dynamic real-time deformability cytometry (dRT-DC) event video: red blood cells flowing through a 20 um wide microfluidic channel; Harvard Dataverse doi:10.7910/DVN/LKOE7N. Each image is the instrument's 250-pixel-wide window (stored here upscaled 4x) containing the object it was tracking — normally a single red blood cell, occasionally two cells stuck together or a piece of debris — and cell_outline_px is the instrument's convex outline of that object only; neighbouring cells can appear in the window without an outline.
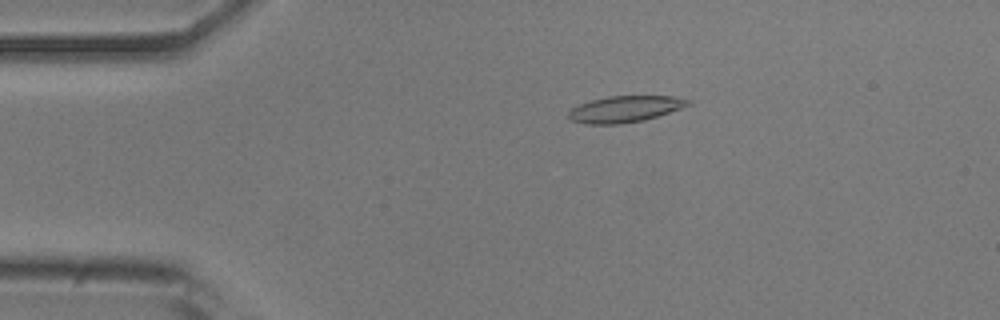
{"species": "common noctule bat (a hibernating species)", "species_latin": "Nyctalus noctula", "temperature_condition": "room temperature", "stored_images_in_passage": 52, "camera_frame_rate_fps": 3000, "um_per_image_px": 0.085, "animal": {"sex": "male", "body_mass_g": 20.5, "forearm_length_mm": 52.5}, "frame": {"image": 1, "passage_image": 10, "time_ms": 3.0, "image_size_px": [1000, 320], "cell_outline_px": [[692, 104], [644, 120], [620, 124], [584, 124], [572, 120], [568, 116], [568, 112], [572, 108], [580, 104], [592, 100], [608, 96], [672, 96], [692, 100]], "centroid_in_image_um": [53.12, 9.27], "position_along_channel_um": 31.9, "area_um2": 18.21}}
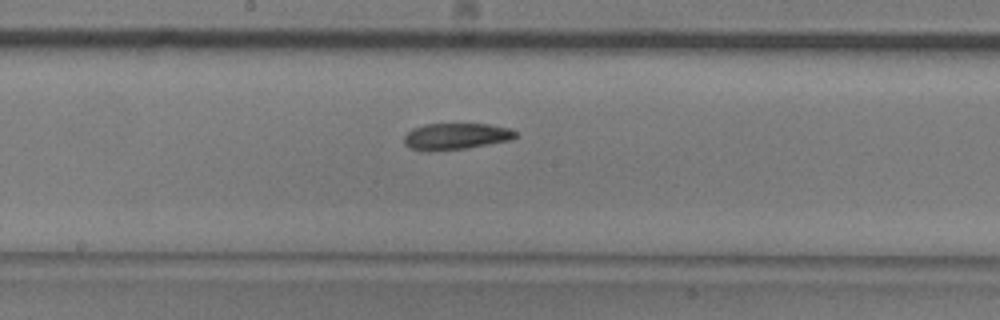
{"frame": {"image": 2, "passage_image": 27, "time_ms": 8.667, "image_size_px": [1000, 320], "cell_outline_px": [[516, 136], [512, 140], [464, 148], [428, 152], [408, 148], [404, 144], [404, 136], [412, 128], [424, 124], [488, 124], [508, 128], [516, 132]], "centroid_in_image_um": [38.69, 11.59], "position_along_channel_um": 209.5, "area_um2": 17.22}}
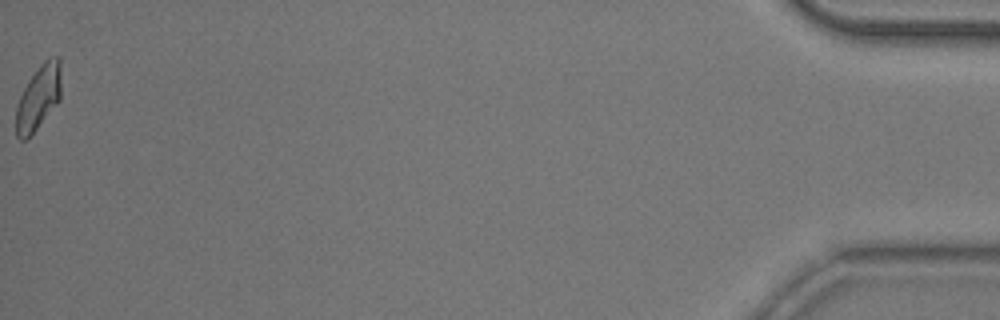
{"frame": {"image": 3, "passage_image": 52, "time_ms": 17.0, "image_size_px": [1000, 320], "cell_outline_px": [[60, 100], [36, 128], [24, 140], [20, 140], [16, 136], [16, 108], [20, 96], [28, 80], [44, 60], [48, 56], [60, 56]], "centroid_in_image_um": [3.27, 8.24], "position_along_channel_um": 431.9, "area_um2": 16.76}, "authors_computed_cell_mechanics": {"area_um2": 17.629, "velocity_mm_per_s": 3.8961, "shape_relaxation_time_tau1_ms": 2.7489, "shape_relaxation_time_tau2_ms": 11.191, "deformation_change_tau1": 0.1111, "deformation_change_tau2": 0.1974}}